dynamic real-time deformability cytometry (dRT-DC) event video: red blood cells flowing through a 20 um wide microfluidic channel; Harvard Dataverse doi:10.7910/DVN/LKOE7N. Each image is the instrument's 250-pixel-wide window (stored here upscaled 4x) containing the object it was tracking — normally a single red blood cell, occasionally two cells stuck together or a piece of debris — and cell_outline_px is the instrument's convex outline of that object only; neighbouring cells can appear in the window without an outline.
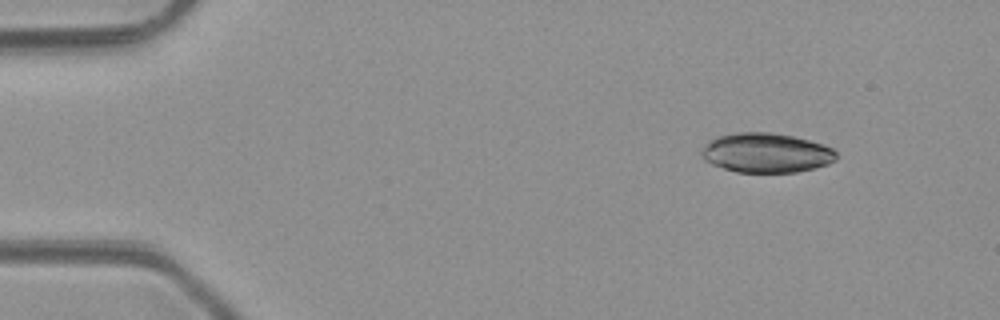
{"species": "common noctule bat (a hibernating species)", "species_latin": "Nyctalus noctula", "temperature_condition": "room temperature", "stored_images_in_passage": 4, "camera_frame_rate_fps": 3000, "um_per_image_px": 0.085, "animal": {"sex": "male", "body_mass_g": 23.1, "forearm_length_mm": 52.7}, "frame": {"image": 1, "passage_image": 1, "time_ms": 0.0, "image_size_px": [1000, 320], "cell_outline_px": [[836, 160], [828, 164], [816, 168], [796, 172], [736, 172], [712, 164], [704, 160], [700, 156], [700, 152], [716, 136], [736, 132], [772, 132], [796, 136], [824, 144], [832, 148], [836, 152]], "centroid_in_image_um": [65.16, 12.98], "position_along_channel_um": 19.8, "area_um2": 31.27}}